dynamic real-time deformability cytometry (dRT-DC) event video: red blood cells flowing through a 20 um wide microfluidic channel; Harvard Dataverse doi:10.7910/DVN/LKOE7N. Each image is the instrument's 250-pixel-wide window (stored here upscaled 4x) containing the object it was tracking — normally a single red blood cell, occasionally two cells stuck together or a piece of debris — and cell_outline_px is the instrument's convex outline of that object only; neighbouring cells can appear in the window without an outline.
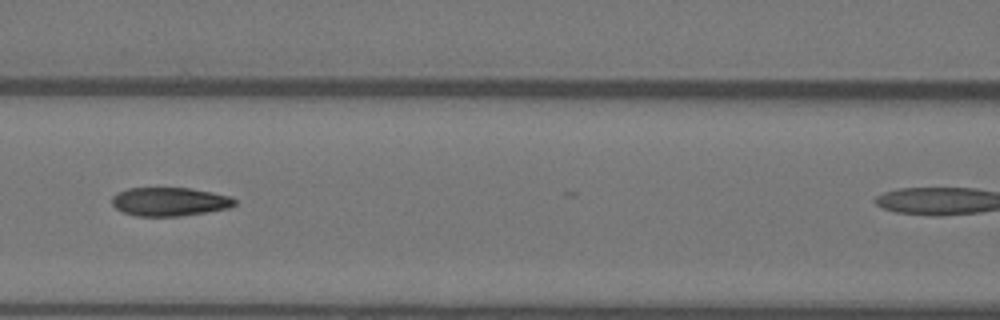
{"species": "Egyptian fruit bat (a non-hibernating species)", "species_latin": "Rousettus aegyptiacus", "temperature_condition": "warm", "stored_images_in_passage": 7, "camera_frame_rate_fps": 3000, "um_per_image_px": 0.085, "animal": {"sex": "female"}, "frame": {"image": 1, "passage_image": 6, "time_ms": 1.667, "image_size_px": [1000, 320], "cell_outline_px": [[236, 204], [228, 208], [208, 212], [180, 216], [136, 216], [120, 212], [112, 204], [112, 196], [116, 192], [128, 188], [192, 188], [232, 196], [236, 200]], "centroid_in_image_um": [14.41, 17.14], "position_along_channel_um": 152.2, "area_um2": 20.75}}